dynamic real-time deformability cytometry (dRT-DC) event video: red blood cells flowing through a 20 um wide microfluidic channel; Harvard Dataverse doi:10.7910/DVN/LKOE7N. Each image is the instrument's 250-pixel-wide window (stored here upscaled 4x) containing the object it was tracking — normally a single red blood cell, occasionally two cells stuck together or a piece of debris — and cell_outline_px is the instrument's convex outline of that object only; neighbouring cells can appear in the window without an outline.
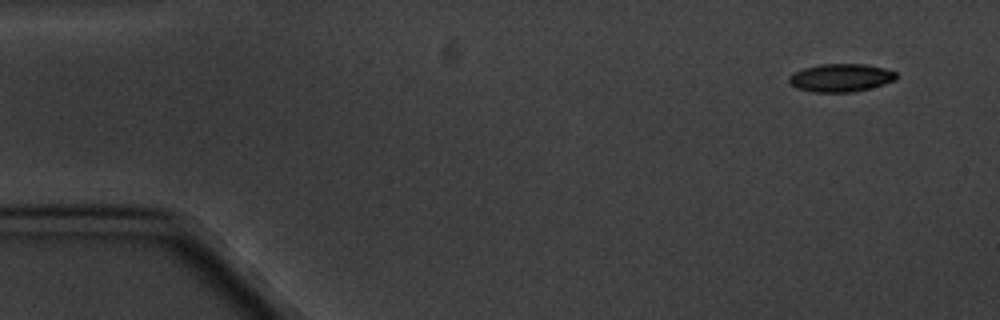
{"species": "common noctule bat (a hibernating species)", "species_latin": "Nyctalus noctula", "temperature_condition": "cold", "stored_images_in_passage": 6, "segment_of_instrument_passage": [2, 2], "camera_frame_rate_fps": 3000, "um_per_image_px": 0.085, "animal": {"sex": "male", "body_mass_g": 20.1, "forearm_length_mm": 53.5}, "frame": {"image": 1, "passage_image": 6, "time_ms": 6.0, "image_size_px": [1000, 320], "cell_outline_px": [[896, 80], [884, 84], [852, 92], [812, 92], [796, 88], [788, 84], [788, 76], [804, 68], [820, 64], [864, 64], [884, 68], [896, 72]], "centroid_in_image_um": [71.43, 6.61], "position_along_channel_um": 13.6, "area_um2": 17.51}}